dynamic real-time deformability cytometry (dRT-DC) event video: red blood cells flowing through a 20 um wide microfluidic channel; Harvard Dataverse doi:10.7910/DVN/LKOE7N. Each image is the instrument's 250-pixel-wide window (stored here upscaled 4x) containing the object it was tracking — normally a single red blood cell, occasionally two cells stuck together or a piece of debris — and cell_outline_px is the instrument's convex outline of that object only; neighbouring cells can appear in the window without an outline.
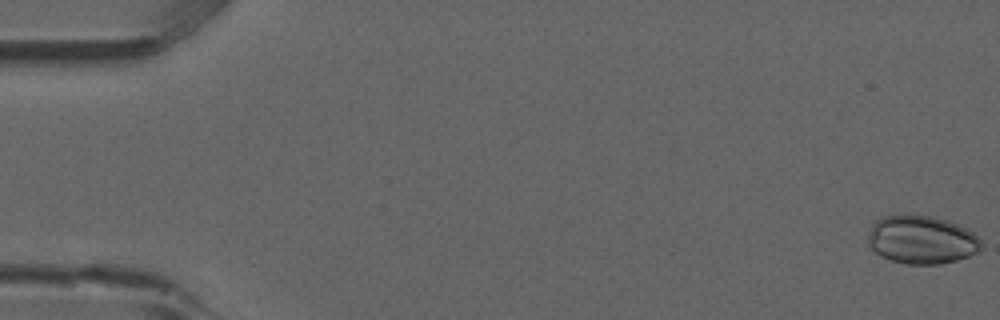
{"species": "common noctule bat (a hibernating species)", "species_latin": "Nyctalus noctula", "temperature_condition": "room temperature", "stored_images_in_passage": 3, "segment_of_instrument_passage": [2, 2], "camera_frame_rate_fps": 3000, "um_per_image_px": 0.085, "animal": {"sex": "male", "forearm_length_mm": 52.5}, "frame": {"image": 1, "passage_image": 3, "time_ms": 0.667, "image_size_px": [1000, 320], "cell_outline_px": [[984, 248], [968, 256], [956, 260], [940, 264], [908, 264], [892, 260], [880, 256], [868, 244], [868, 236], [872, 224], [876, 220], [884, 216], [908, 212], [932, 216], [948, 220], [972, 232], [980, 240]], "centroid_in_image_um": [78.32, 20.35], "position_along_channel_um": 6.7, "area_um2": 32.19}}